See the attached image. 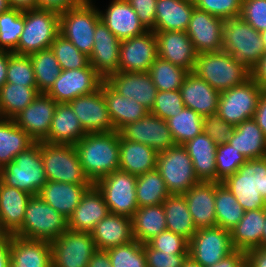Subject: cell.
<instances>
[{
	"label": "cell",
	"instance_id": "58",
	"mask_svg": "<svg viewBox=\"0 0 266 267\" xmlns=\"http://www.w3.org/2000/svg\"><path fill=\"white\" fill-rule=\"evenodd\" d=\"M240 17L259 33L266 30V0H242Z\"/></svg>",
	"mask_w": 266,
	"mask_h": 267
},
{
	"label": "cell",
	"instance_id": "40",
	"mask_svg": "<svg viewBox=\"0 0 266 267\" xmlns=\"http://www.w3.org/2000/svg\"><path fill=\"white\" fill-rule=\"evenodd\" d=\"M167 229L190 240L197 231L184 195H169L163 201Z\"/></svg>",
	"mask_w": 266,
	"mask_h": 267
},
{
	"label": "cell",
	"instance_id": "53",
	"mask_svg": "<svg viewBox=\"0 0 266 267\" xmlns=\"http://www.w3.org/2000/svg\"><path fill=\"white\" fill-rule=\"evenodd\" d=\"M184 107L180 90L157 91L150 113L166 121L178 115Z\"/></svg>",
	"mask_w": 266,
	"mask_h": 267
},
{
	"label": "cell",
	"instance_id": "39",
	"mask_svg": "<svg viewBox=\"0 0 266 267\" xmlns=\"http://www.w3.org/2000/svg\"><path fill=\"white\" fill-rule=\"evenodd\" d=\"M131 219L133 237L142 244L167 229L163 204L138 207Z\"/></svg>",
	"mask_w": 266,
	"mask_h": 267
},
{
	"label": "cell",
	"instance_id": "47",
	"mask_svg": "<svg viewBox=\"0 0 266 267\" xmlns=\"http://www.w3.org/2000/svg\"><path fill=\"white\" fill-rule=\"evenodd\" d=\"M24 28V11L10 8L0 14V50L14 53Z\"/></svg>",
	"mask_w": 266,
	"mask_h": 267
},
{
	"label": "cell",
	"instance_id": "4",
	"mask_svg": "<svg viewBox=\"0 0 266 267\" xmlns=\"http://www.w3.org/2000/svg\"><path fill=\"white\" fill-rule=\"evenodd\" d=\"M68 230V219L39 195H32L27 204L22 226L14 233L26 239L52 241Z\"/></svg>",
	"mask_w": 266,
	"mask_h": 267
},
{
	"label": "cell",
	"instance_id": "2",
	"mask_svg": "<svg viewBox=\"0 0 266 267\" xmlns=\"http://www.w3.org/2000/svg\"><path fill=\"white\" fill-rule=\"evenodd\" d=\"M192 72L219 92L242 85L251 78V70L223 50L198 53Z\"/></svg>",
	"mask_w": 266,
	"mask_h": 267
},
{
	"label": "cell",
	"instance_id": "65",
	"mask_svg": "<svg viewBox=\"0 0 266 267\" xmlns=\"http://www.w3.org/2000/svg\"><path fill=\"white\" fill-rule=\"evenodd\" d=\"M251 77L266 91V53L251 71Z\"/></svg>",
	"mask_w": 266,
	"mask_h": 267
},
{
	"label": "cell",
	"instance_id": "12",
	"mask_svg": "<svg viewBox=\"0 0 266 267\" xmlns=\"http://www.w3.org/2000/svg\"><path fill=\"white\" fill-rule=\"evenodd\" d=\"M52 267H88L98 250L91 232L65 231L51 242Z\"/></svg>",
	"mask_w": 266,
	"mask_h": 267
},
{
	"label": "cell",
	"instance_id": "25",
	"mask_svg": "<svg viewBox=\"0 0 266 267\" xmlns=\"http://www.w3.org/2000/svg\"><path fill=\"white\" fill-rule=\"evenodd\" d=\"M10 267H52L51 243L10 234Z\"/></svg>",
	"mask_w": 266,
	"mask_h": 267
},
{
	"label": "cell",
	"instance_id": "21",
	"mask_svg": "<svg viewBox=\"0 0 266 267\" xmlns=\"http://www.w3.org/2000/svg\"><path fill=\"white\" fill-rule=\"evenodd\" d=\"M105 81L124 97H129L151 111L157 88L149 72H120L109 75Z\"/></svg>",
	"mask_w": 266,
	"mask_h": 267
},
{
	"label": "cell",
	"instance_id": "28",
	"mask_svg": "<svg viewBox=\"0 0 266 267\" xmlns=\"http://www.w3.org/2000/svg\"><path fill=\"white\" fill-rule=\"evenodd\" d=\"M184 106L202 116L217 112L220 92L190 72L180 87Z\"/></svg>",
	"mask_w": 266,
	"mask_h": 267
},
{
	"label": "cell",
	"instance_id": "15",
	"mask_svg": "<svg viewBox=\"0 0 266 267\" xmlns=\"http://www.w3.org/2000/svg\"><path fill=\"white\" fill-rule=\"evenodd\" d=\"M68 104L78 117L86 133H107L116 131L110 119L103 95V82L95 92L79 96Z\"/></svg>",
	"mask_w": 266,
	"mask_h": 267
},
{
	"label": "cell",
	"instance_id": "11",
	"mask_svg": "<svg viewBox=\"0 0 266 267\" xmlns=\"http://www.w3.org/2000/svg\"><path fill=\"white\" fill-rule=\"evenodd\" d=\"M136 181L137 176L117 170L95 183L103 194L110 213L133 216L138 209Z\"/></svg>",
	"mask_w": 266,
	"mask_h": 267
},
{
	"label": "cell",
	"instance_id": "29",
	"mask_svg": "<svg viewBox=\"0 0 266 267\" xmlns=\"http://www.w3.org/2000/svg\"><path fill=\"white\" fill-rule=\"evenodd\" d=\"M31 196L0 180V232L14 234L22 226Z\"/></svg>",
	"mask_w": 266,
	"mask_h": 267
},
{
	"label": "cell",
	"instance_id": "50",
	"mask_svg": "<svg viewBox=\"0 0 266 267\" xmlns=\"http://www.w3.org/2000/svg\"><path fill=\"white\" fill-rule=\"evenodd\" d=\"M112 267H147L143 244L137 240L107 250Z\"/></svg>",
	"mask_w": 266,
	"mask_h": 267
},
{
	"label": "cell",
	"instance_id": "6",
	"mask_svg": "<svg viewBox=\"0 0 266 267\" xmlns=\"http://www.w3.org/2000/svg\"><path fill=\"white\" fill-rule=\"evenodd\" d=\"M98 9L92 0H83L59 15V34L88 57L92 53L96 25L101 21Z\"/></svg>",
	"mask_w": 266,
	"mask_h": 267
},
{
	"label": "cell",
	"instance_id": "48",
	"mask_svg": "<svg viewBox=\"0 0 266 267\" xmlns=\"http://www.w3.org/2000/svg\"><path fill=\"white\" fill-rule=\"evenodd\" d=\"M222 182L249 183L266 200V157L247 160Z\"/></svg>",
	"mask_w": 266,
	"mask_h": 267
},
{
	"label": "cell",
	"instance_id": "61",
	"mask_svg": "<svg viewBox=\"0 0 266 267\" xmlns=\"http://www.w3.org/2000/svg\"><path fill=\"white\" fill-rule=\"evenodd\" d=\"M82 1L83 0H37L36 8L52 11L60 15L78 6Z\"/></svg>",
	"mask_w": 266,
	"mask_h": 267
},
{
	"label": "cell",
	"instance_id": "19",
	"mask_svg": "<svg viewBox=\"0 0 266 267\" xmlns=\"http://www.w3.org/2000/svg\"><path fill=\"white\" fill-rule=\"evenodd\" d=\"M57 102L46 93L39 95L15 118L19 128L23 129L36 142L43 141L50 132Z\"/></svg>",
	"mask_w": 266,
	"mask_h": 267
},
{
	"label": "cell",
	"instance_id": "67",
	"mask_svg": "<svg viewBox=\"0 0 266 267\" xmlns=\"http://www.w3.org/2000/svg\"><path fill=\"white\" fill-rule=\"evenodd\" d=\"M88 267H112L107 250H97L90 258Z\"/></svg>",
	"mask_w": 266,
	"mask_h": 267
},
{
	"label": "cell",
	"instance_id": "33",
	"mask_svg": "<svg viewBox=\"0 0 266 267\" xmlns=\"http://www.w3.org/2000/svg\"><path fill=\"white\" fill-rule=\"evenodd\" d=\"M158 152L152 147L120 135L119 170L135 176L156 168Z\"/></svg>",
	"mask_w": 266,
	"mask_h": 267
},
{
	"label": "cell",
	"instance_id": "31",
	"mask_svg": "<svg viewBox=\"0 0 266 267\" xmlns=\"http://www.w3.org/2000/svg\"><path fill=\"white\" fill-rule=\"evenodd\" d=\"M87 133L68 103H58L44 142L75 145Z\"/></svg>",
	"mask_w": 266,
	"mask_h": 267
},
{
	"label": "cell",
	"instance_id": "74",
	"mask_svg": "<svg viewBox=\"0 0 266 267\" xmlns=\"http://www.w3.org/2000/svg\"><path fill=\"white\" fill-rule=\"evenodd\" d=\"M260 36H261V39L263 41V45H264V48H265V51H266V30L260 32Z\"/></svg>",
	"mask_w": 266,
	"mask_h": 267
},
{
	"label": "cell",
	"instance_id": "55",
	"mask_svg": "<svg viewBox=\"0 0 266 267\" xmlns=\"http://www.w3.org/2000/svg\"><path fill=\"white\" fill-rule=\"evenodd\" d=\"M197 9L227 20L240 17L242 0H193Z\"/></svg>",
	"mask_w": 266,
	"mask_h": 267
},
{
	"label": "cell",
	"instance_id": "13",
	"mask_svg": "<svg viewBox=\"0 0 266 267\" xmlns=\"http://www.w3.org/2000/svg\"><path fill=\"white\" fill-rule=\"evenodd\" d=\"M234 250L230 231L217 226L197 229L189 240V256L203 267L218 263Z\"/></svg>",
	"mask_w": 266,
	"mask_h": 267
},
{
	"label": "cell",
	"instance_id": "43",
	"mask_svg": "<svg viewBox=\"0 0 266 267\" xmlns=\"http://www.w3.org/2000/svg\"><path fill=\"white\" fill-rule=\"evenodd\" d=\"M169 195L166 183L156 168L137 176L136 196L138 207L163 204V201Z\"/></svg>",
	"mask_w": 266,
	"mask_h": 267
},
{
	"label": "cell",
	"instance_id": "66",
	"mask_svg": "<svg viewBox=\"0 0 266 267\" xmlns=\"http://www.w3.org/2000/svg\"><path fill=\"white\" fill-rule=\"evenodd\" d=\"M254 119L266 136V91H264L258 102V107L255 111Z\"/></svg>",
	"mask_w": 266,
	"mask_h": 267
},
{
	"label": "cell",
	"instance_id": "27",
	"mask_svg": "<svg viewBox=\"0 0 266 267\" xmlns=\"http://www.w3.org/2000/svg\"><path fill=\"white\" fill-rule=\"evenodd\" d=\"M91 233L98 250H108L134 240L131 217L110 212Z\"/></svg>",
	"mask_w": 266,
	"mask_h": 267
},
{
	"label": "cell",
	"instance_id": "41",
	"mask_svg": "<svg viewBox=\"0 0 266 267\" xmlns=\"http://www.w3.org/2000/svg\"><path fill=\"white\" fill-rule=\"evenodd\" d=\"M39 93L37 87L6 82L0 89V118L14 119Z\"/></svg>",
	"mask_w": 266,
	"mask_h": 267
},
{
	"label": "cell",
	"instance_id": "59",
	"mask_svg": "<svg viewBox=\"0 0 266 267\" xmlns=\"http://www.w3.org/2000/svg\"><path fill=\"white\" fill-rule=\"evenodd\" d=\"M147 267H182L189 254H172L143 243Z\"/></svg>",
	"mask_w": 266,
	"mask_h": 267
},
{
	"label": "cell",
	"instance_id": "37",
	"mask_svg": "<svg viewBox=\"0 0 266 267\" xmlns=\"http://www.w3.org/2000/svg\"><path fill=\"white\" fill-rule=\"evenodd\" d=\"M264 221L265 208L245 211L240 222L230 230L234 249L246 252L261 247Z\"/></svg>",
	"mask_w": 266,
	"mask_h": 267
},
{
	"label": "cell",
	"instance_id": "49",
	"mask_svg": "<svg viewBox=\"0 0 266 267\" xmlns=\"http://www.w3.org/2000/svg\"><path fill=\"white\" fill-rule=\"evenodd\" d=\"M50 49L56 56L62 70L81 69L90 64L89 57L60 34L51 43Z\"/></svg>",
	"mask_w": 266,
	"mask_h": 267
},
{
	"label": "cell",
	"instance_id": "42",
	"mask_svg": "<svg viewBox=\"0 0 266 267\" xmlns=\"http://www.w3.org/2000/svg\"><path fill=\"white\" fill-rule=\"evenodd\" d=\"M216 226L231 230L243 218L244 209L222 182H215Z\"/></svg>",
	"mask_w": 266,
	"mask_h": 267
},
{
	"label": "cell",
	"instance_id": "46",
	"mask_svg": "<svg viewBox=\"0 0 266 267\" xmlns=\"http://www.w3.org/2000/svg\"><path fill=\"white\" fill-rule=\"evenodd\" d=\"M149 74L158 91L180 90L188 70L161 59L159 56L150 66Z\"/></svg>",
	"mask_w": 266,
	"mask_h": 267
},
{
	"label": "cell",
	"instance_id": "5",
	"mask_svg": "<svg viewBox=\"0 0 266 267\" xmlns=\"http://www.w3.org/2000/svg\"><path fill=\"white\" fill-rule=\"evenodd\" d=\"M222 37V50L251 71L266 53L260 33L241 17L224 21Z\"/></svg>",
	"mask_w": 266,
	"mask_h": 267
},
{
	"label": "cell",
	"instance_id": "34",
	"mask_svg": "<svg viewBox=\"0 0 266 267\" xmlns=\"http://www.w3.org/2000/svg\"><path fill=\"white\" fill-rule=\"evenodd\" d=\"M103 95L116 131L128 123L140 120L149 113L143 105L132 98L122 96L105 80H103Z\"/></svg>",
	"mask_w": 266,
	"mask_h": 267
},
{
	"label": "cell",
	"instance_id": "32",
	"mask_svg": "<svg viewBox=\"0 0 266 267\" xmlns=\"http://www.w3.org/2000/svg\"><path fill=\"white\" fill-rule=\"evenodd\" d=\"M183 146L190 156L196 177L199 181L216 182V147L213 140L204 132Z\"/></svg>",
	"mask_w": 266,
	"mask_h": 267
},
{
	"label": "cell",
	"instance_id": "3",
	"mask_svg": "<svg viewBox=\"0 0 266 267\" xmlns=\"http://www.w3.org/2000/svg\"><path fill=\"white\" fill-rule=\"evenodd\" d=\"M0 180L30 195H39L47 183L40 142H35L28 149L20 152L12 162L1 168Z\"/></svg>",
	"mask_w": 266,
	"mask_h": 267
},
{
	"label": "cell",
	"instance_id": "16",
	"mask_svg": "<svg viewBox=\"0 0 266 267\" xmlns=\"http://www.w3.org/2000/svg\"><path fill=\"white\" fill-rule=\"evenodd\" d=\"M158 57L156 35L147 30L142 35L121 40L120 72H147Z\"/></svg>",
	"mask_w": 266,
	"mask_h": 267
},
{
	"label": "cell",
	"instance_id": "63",
	"mask_svg": "<svg viewBox=\"0 0 266 267\" xmlns=\"http://www.w3.org/2000/svg\"><path fill=\"white\" fill-rule=\"evenodd\" d=\"M10 234L0 232V267H10Z\"/></svg>",
	"mask_w": 266,
	"mask_h": 267
},
{
	"label": "cell",
	"instance_id": "18",
	"mask_svg": "<svg viewBox=\"0 0 266 267\" xmlns=\"http://www.w3.org/2000/svg\"><path fill=\"white\" fill-rule=\"evenodd\" d=\"M224 21L196 7L193 9L186 34L197 54L222 50Z\"/></svg>",
	"mask_w": 266,
	"mask_h": 267
},
{
	"label": "cell",
	"instance_id": "68",
	"mask_svg": "<svg viewBox=\"0 0 266 267\" xmlns=\"http://www.w3.org/2000/svg\"><path fill=\"white\" fill-rule=\"evenodd\" d=\"M12 52H1L0 53V89L7 82V68L9 57Z\"/></svg>",
	"mask_w": 266,
	"mask_h": 267
},
{
	"label": "cell",
	"instance_id": "71",
	"mask_svg": "<svg viewBox=\"0 0 266 267\" xmlns=\"http://www.w3.org/2000/svg\"><path fill=\"white\" fill-rule=\"evenodd\" d=\"M8 0H0V14L10 9Z\"/></svg>",
	"mask_w": 266,
	"mask_h": 267
},
{
	"label": "cell",
	"instance_id": "64",
	"mask_svg": "<svg viewBox=\"0 0 266 267\" xmlns=\"http://www.w3.org/2000/svg\"><path fill=\"white\" fill-rule=\"evenodd\" d=\"M245 258V251L234 250L210 267H236Z\"/></svg>",
	"mask_w": 266,
	"mask_h": 267
},
{
	"label": "cell",
	"instance_id": "69",
	"mask_svg": "<svg viewBox=\"0 0 266 267\" xmlns=\"http://www.w3.org/2000/svg\"><path fill=\"white\" fill-rule=\"evenodd\" d=\"M37 0H8L11 8L24 10H30L36 8Z\"/></svg>",
	"mask_w": 266,
	"mask_h": 267
},
{
	"label": "cell",
	"instance_id": "24",
	"mask_svg": "<svg viewBox=\"0 0 266 267\" xmlns=\"http://www.w3.org/2000/svg\"><path fill=\"white\" fill-rule=\"evenodd\" d=\"M108 213L109 209L103 194L95 184H92L68 218V229L76 232H92L96 224Z\"/></svg>",
	"mask_w": 266,
	"mask_h": 267
},
{
	"label": "cell",
	"instance_id": "44",
	"mask_svg": "<svg viewBox=\"0 0 266 267\" xmlns=\"http://www.w3.org/2000/svg\"><path fill=\"white\" fill-rule=\"evenodd\" d=\"M29 56L35 73L37 89L40 93H47L62 71L59 62L50 48Z\"/></svg>",
	"mask_w": 266,
	"mask_h": 267
},
{
	"label": "cell",
	"instance_id": "7",
	"mask_svg": "<svg viewBox=\"0 0 266 267\" xmlns=\"http://www.w3.org/2000/svg\"><path fill=\"white\" fill-rule=\"evenodd\" d=\"M47 181L92 184L85 176L75 145L40 141Z\"/></svg>",
	"mask_w": 266,
	"mask_h": 267
},
{
	"label": "cell",
	"instance_id": "70",
	"mask_svg": "<svg viewBox=\"0 0 266 267\" xmlns=\"http://www.w3.org/2000/svg\"><path fill=\"white\" fill-rule=\"evenodd\" d=\"M182 267H203V266L198 264L190 256H188L187 259L184 261V264Z\"/></svg>",
	"mask_w": 266,
	"mask_h": 267
},
{
	"label": "cell",
	"instance_id": "62",
	"mask_svg": "<svg viewBox=\"0 0 266 267\" xmlns=\"http://www.w3.org/2000/svg\"><path fill=\"white\" fill-rule=\"evenodd\" d=\"M252 267H266V247H256L245 252Z\"/></svg>",
	"mask_w": 266,
	"mask_h": 267
},
{
	"label": "cell",
	"instance_id": "10",
	"mask_svg": "<svg viewBox=\"0 0 266 267\" xmlns=\"http://www.w3.org/2000/svg\"><path fill=\"white\" fill-rule=\"evenodd\" d=\"M263 88L251 77L242 85L220 92L217 114L234 127L254 118Z\"/></svg>",
	"mask_w": 266,
	"mask_h": 267
},
{
	"label": "cell",
	"instance_id": "72",
	"mask_svg": "<svg viewBox=\"0 0 266 267\" xmlns=\"http://www.w3.org/2000/svg\"><path fill=\"white\" fill-rule=\"evenodd\" d=\"M261 247H266V208H265L264 227H263V232H262V236H261Z\"/></svg>",
	"mask_w": 266,
	"mask_h": 267
},
{
	"label": "cell",
	"instance_id": "38",
	"mask_svg": "<svg viewBox=\"0 0 266 267\" xmlns=\"http://www.w3.org/2000/svg\"><path fill=\"white\" fill-rule=\"evenodd\" d=\"M35 142L14 119L0 118V169Z\"/></svg>",
	"mask_w": 266,
	"mask_h": 267
},
{
	"label": "cell",
	"instance_id": "8",
	"mask_svg": "<svg viewBox=\"0 0 266 267\" xmlns=\"http://www.w3.org/2000/svg\"><path fill=\"white\" fill-rule=\"evenodd\" d=\"M58 35L59 14L37 8L24 10V28L14 54L29 56L48 49Z\"/></svg>",
	"mask_w": 266,
	"mask_h": 267
},
{
	"label": "cell",
	"instance_id": "35",
	"mask_svg": "<svg viewBox=\"0 0 266 267\" xmlns=\"http://www.w3.org/2000/svg\"><path fill=\"white\" fill-rule=\"evenodd\" d=\"M195 8L193 0H157L153 31H186Z\"/></svg>",
	"mask_w": 266,
	"mask_h": 267
},
{
	"label": "cell",
	"instance_id": "51",
	"mask_svg": "<svg viewBox=\"0 0 266 267\" xmlns=\"http://www.w3.org/2000/svg\"><path fill=\"white\" fill-rule=\"evenodd\" d=\"M216 182L233 175L246 161V157L227 142L216 147Z\"/></svg>",
	"mask_w": 266,
	"mask_h": 267
},
{
	"label": "cell",
	"instance_id": "73",
	"mask_svg": "<svg viewBox=\"0 0 266 267\" xmlns=\"http://www.w3.org/2000/svg\"><path fill=\"white\" fill-rule=\"evenodd\" d=\"M236 267H252L246 257Z\"/></svg>",
	"mask_w": 266,
	"mask_h": 267
},
{
	"label": "cell",
	"instance_id": "54",
	"mask_svg": "<svg viewBox=\"0 0 266 267\" xmlns=\"http://www.w3.org/2000/svg\"><path fill=\"white\" fill-rule=\"evenodd\" d=\"M235 196L244 211L266 208V200L249 183L222 182Z\"/></svg>",
	"mask_w": 266,
	"mask_h": 267
},
{
	"label": "cell",
	"instance_id": "20",
	"mask_svg": "<svg viewBox=\"0 0 266 267\" xmlns=\"http://www.w3.org/2000/svg\"><path fill=\"white\" fill-rule=\"evenodd\" d=\"M120 44L102 21L96 25L89 63L104 80L119 71Z\"/></svg>",
	"mask_w": 266,
	"mask_h": 267
},
{
	"label": "cell",
	"instance_id": "26",
	"mask_svg": "<svg viewBox=\"0 0 266 267\" xmlns=\"http://www.w3.org/2000/svg\"><path fill=\"white\" fill-rule=\"evenodd\" d=\"M183 195L196 229L216 227L215 182L200 181Z\"/></svg>",
	"mask_w": 266,
	"mask_h": 267
},
{
	"label": "cell",
	"instance_id": "30",
	"mask_svg": "<svg viewBox=\"0 0 266 267\" xmlns=\"http://www.w3.org/2000/svg\"><path fill=\"white\" fill-rule=\"evenodd\" d=\"M92 184H71L47 181L39 196L68 219L80 204L81 198Z\"/></svg>",
	"mask_w": 266,
	"mask_h": 267
},
{
	"label": "cell",
	"instance_id": "23",
	"mask_svg": "<svg viewBox=\"0 0 266 267\" xmlns=\"http://www.w3.org/2000/svg\"><path fill=\"white\" fill-rule=\"evenodd\" d=\"M102 23L121 41L147 31L126 0H112L105 12L98 10Z\"/></svg>",
	"mask_w": 266,
	"mask_h": 267
},
{
	"label": "cell",
	"instance_id": "56",
	"mask_svg": "<svg viewBox=\"0 0 266 267\" xmlns=\"http://www.w3.org/2000/svg\"><path fill=\"white\" fill-rule=\"evenodd\" d=\"M153 249L172 254H189V240L166 229L147 242Z\"/></svg>",
	"mask_w": 266,
	"mask_h": 267
},
{
	"label": "cell",
	"instance_id": "9",
	"mask_svg": "<svg viewBox=\"0 0 266 267\" xmlns=\"http://www.w3.org/2000/svg\"><path fill=\"white\" fill-rule=\"evenodd\" d=\"M156 169L166 183L170 195H183L200 181L183 145L158 152Z\"/></svg>",
	"mask_w": 266,
	"mask_h": 267
},
{
	"label": "cell",
	"instance_id": "52",
	"mask_svg": "<svg viewBox=\"0 0 266 267\" xmlns=\"http://www.w3.org/2000/svg\"><path fill=\"white\" fill-rule=\"evenodd\" d=\"M7 82L26 87H37L30 56L13 53L9 57Z\"/></svg>",
	"mask_w": 266,
	"mask_h": 267
},
{
	"label": "cell",
	"instance_id": "36",
	"mask_svg": "<svg viewBox=\"0 0 266 267\" xmlns=\"http://www.w3.org/2000/svg\"><path fill=\"white\" fill-rule=\"evenodd\" d=\"M228 142L247 160L266 157V136L254 118L235 126Z\"/></svg>",
	"mask_w": 266,
	"mask_h": 267
},
{
	"label": "cell",
	"instance_id": "57",
	"mask_svg": "<svg viewBox=\"0 0 266 267\" xmlns=\"http://www.w3.org/2000/svg\"><path fill=\"white\" fill-rule=\"evenodd\" d=\"M233 130L234 126L223 120L217 112L203 116V132L207 134L216 145L227 143Z\"/></svg>",
	"mask_w": 266,
	"mask_h": 267
},
{
	"label": "cell",
	"instance_id": "22",
	"mask_svg": "<svg viewBox=\"0 0 266 267\" xmlns=\"http://www.w3.org/2000/svg\"><path fill=\"white\" fill-rule=\"evenodd\" d=\"M158 56L189 72L194 69L197 53L186 31H154Z\"/></svg>",
	"mask_w": 266,
	"mask_h": 267
},
{
	"label": "cell",
	"instance_id": "45",
	"mask_svg": "<svg viewBox=\"0 0 266 267\" xmlns=\"http://www.w3.org/2000/svg\"><path fill=\"white\" fill-rule=\"evenodd\" d=\"M176 145H183L203 132V116L190 108L166 120Z\"/></svg>",
	"mask_w": 266,
	"mask_h": 267
},
{
	"label": "cell",
	"instance_id": "14",
	"mask_svg": "<svg viewBox=\"0 0 266 267\" xmlns=\"http://www.w3.org/2000/svg\"><path fill=\"white\" fill-rule=\"evenodd\" d=\"M103 80L90 64L81 69L62 70L46 94L57 103H68L79 96L95 92Z\"/></svg>",
	"mask_w": 266,
	"mask_h": 267
},
{
	"label": "cell",
	"instance_id": "60",
	"mask_svg": "<svg viewBox=\"0 0 266 267\" xmlns=\"http://www.w3.org/2000/svg\"><path fill=\"white\" fill-rule=\"evenodd\" d=\"M137 13L139 21L147 30L155 27L157 0H126Z\"/></svg>",
	"mask_w": 266,
	"mask_h": 267
},
{
	"label": "cell",
	"instance_id": "1",
	"mask_svg": "<svg viewBox=\"0 0 266 267\" xmlns=\"http://www.w3.org/2000/svg\"><path fill=\"white\" fill-rule=\"evenodd\" d=\"M75 147L83 172L92 184L119 170V131L87 133Z\"/></svg>",
	"mask_w": 266,
	"mask_h": 267
},
{
	"label": "cell",
	"instance_id": "17",
	"mask_svg": "<svg viewBox=\"0 0 266 267\" xmlns=\"http://www.w3.org/2000/svg\"><path fill=\"white\" fill-rule=\"evenodd\" d=\"M119 133L124 139L145 144L157 152L176 145L167 122L150 112L140 120L126 124Z\"/></svg>",
	"mask_w": 266,
	"mask_h": 267
}]
</instances>
